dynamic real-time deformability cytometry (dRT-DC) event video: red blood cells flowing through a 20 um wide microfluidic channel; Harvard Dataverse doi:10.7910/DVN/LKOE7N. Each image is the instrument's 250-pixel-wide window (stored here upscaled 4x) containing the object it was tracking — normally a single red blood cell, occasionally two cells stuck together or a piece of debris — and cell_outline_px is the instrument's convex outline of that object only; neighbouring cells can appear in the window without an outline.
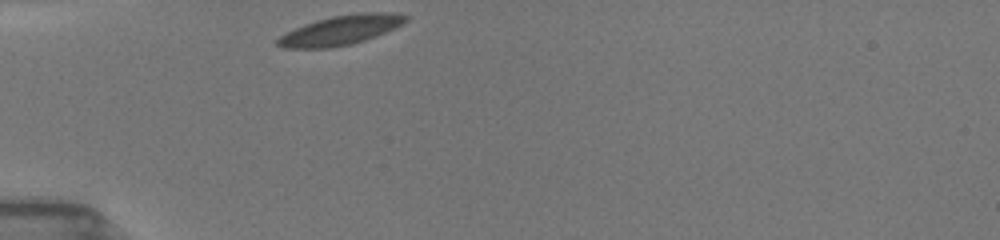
{"species": "common noctule bat (a hibernating species)", "species_latin": "Nyctalus noctula", "temperature_condition": "room temperature", "stored_images_in_passage": 41, "camera_frame_rate_fps": 3000, "um_per_image_px": 0.085, "animal": {"sex": "female", "body_mass_g": 19.5, "forearm_length_mm": 54.1}, "frame": {"image": 1, "passage_image": 1, "time_ms": 0.0, "image_size_px": [1000, 240], "cell_outline_px": [[408, 20], [396, 28], [376, 36], [352, 44], [332, 48], [280, 48], [276, 44], [276, 40], [280, 36], [304, 24], [316, 20], [332, 16], [360, 12], [392, 12], [408, 16]], "centroid_in_image_um": [28.98, 2.56], "position_along_channel_um": 56.0, "area_um2": 22.14}}
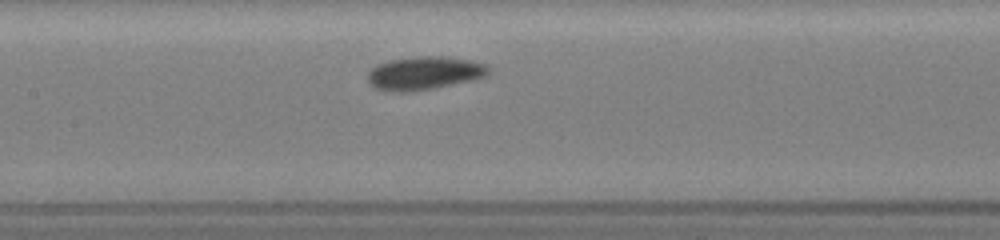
{"frame": {"image": 2, "passage_image": 14, "time_ms": 3.333, "image_size_px": [1000, 240], "cell_outline_px": [[492, 72], [476, 80], [436, 88], [404, 92], [392, 92], [376, 88], [368, 84], [368, 72], [372, 68], [388, 60], [424, 56], [448, 56], [468, 60], [484, 64], [492, 68]], "centroid_in_image_um": [36.11, 6.22], "position_along_channel_um": 171.3, "area_um2": 23.64}}
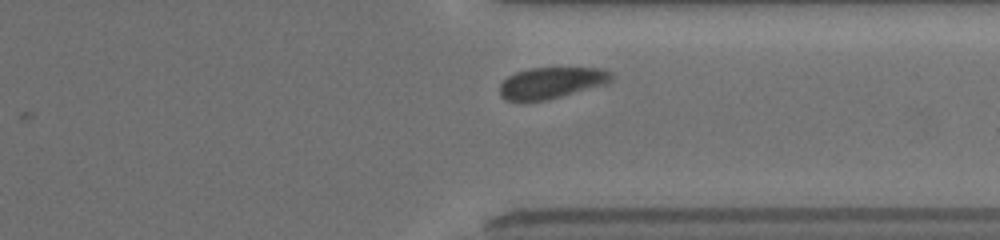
{"frame": {"image": 3, "passage_image": 35, "time_ms": 8.333, "image_size_px": [1000, 240], "cell_outline_px": [[616, 76], [612, 80], [604, 84], [548, 100], [524, 104], [520, 104], [508, 100], [500, 96], [500, 84], [508, 76], [516, 72], [532, 68], [604, 68], [612, 72]], "centroid_in_image_um": [46.84, 7.07], "position_along_channel_um": 364.6, "area_um2": 20.87}, "authors_computed_cell_mechanics": {"area_um2": 21.7906, "velocity_mm_per_s": 3.8585, "shape_relaxation_time_tau1_ms": 1.4874, "shape_relaxation_time_tau2_ms": 6.354, "deformation_change_tau1": 0.0715, "deformation_change_tau2": 0.077}}